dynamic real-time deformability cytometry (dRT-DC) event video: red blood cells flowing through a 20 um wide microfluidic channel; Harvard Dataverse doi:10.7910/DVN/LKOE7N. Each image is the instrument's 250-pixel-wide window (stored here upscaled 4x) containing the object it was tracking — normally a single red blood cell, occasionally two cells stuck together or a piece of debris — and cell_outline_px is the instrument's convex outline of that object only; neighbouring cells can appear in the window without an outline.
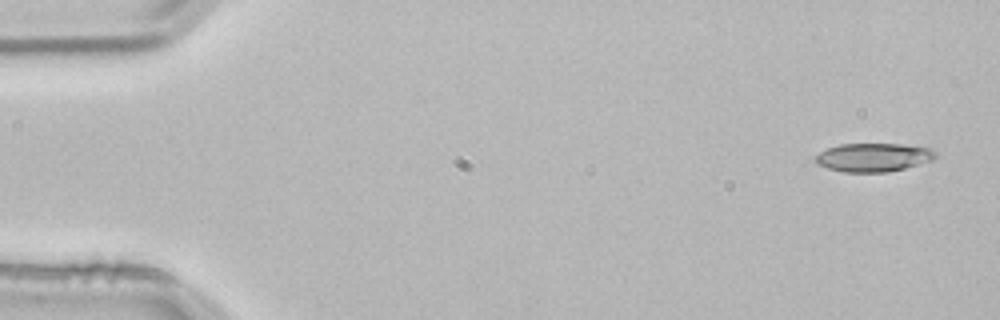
{"species": "common noctule bat (a hibernating species)", "species_latin": "Nyctalus noctula", "temperature_condition": "room temperature", "stored_images_in_passage": 5, "camera_frame_rate_fps": 3000, "um_per_image_px": 0.085, "animal": {"sex": "male", "body_mass_g": 21.5, "forearm_length_mm": 52.0}, "frame": {"image": 1, "passage_image": 1, "time_ms": 0.0, "image_size_px": [1000, 320], "cell_outline_px": [[936, 156], [932, 160], [904, 168], [888, 172], [844, 172], [828, 168], [816, 164], [816, 156], [820, 152], [828, 148], [840, 144], [900, 144], [932, 148], [936, 152]], "centroid_in_image_um": [74.24, 13.37], "position_along_channel_um": 10.8, "area_um2": 19.83}}
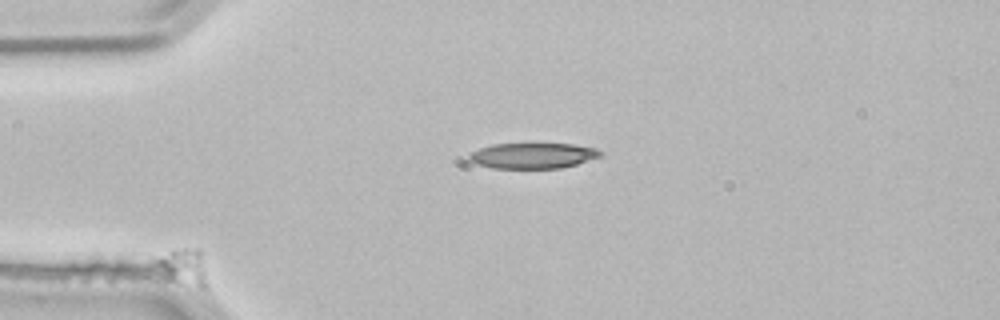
{"frame": {"image": 2, "passage_image": 3, "time_ms": 0.667, "image_size_px": [1000, 320], "cell_outline_px": [[208, 292], [168, 276], [148, 264], [148, 260], [152, 256], [172, 248], [200, 248], [208, 284]], "centroid_in_image_um": [15.49, 22.61], "position_along_channel_um": 69.5, "area_um2": 11.68}}